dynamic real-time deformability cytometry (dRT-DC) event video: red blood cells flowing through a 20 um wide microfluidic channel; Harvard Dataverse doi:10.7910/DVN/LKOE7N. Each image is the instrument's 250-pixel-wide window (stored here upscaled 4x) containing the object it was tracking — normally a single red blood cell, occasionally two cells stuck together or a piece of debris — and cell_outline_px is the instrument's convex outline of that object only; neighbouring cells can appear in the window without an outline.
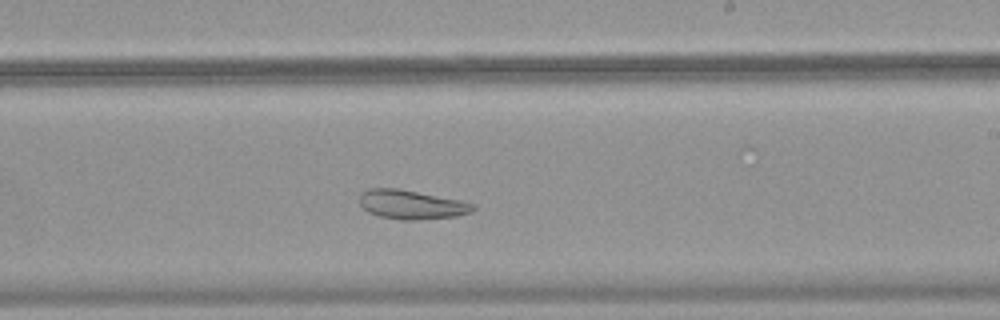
{"species": "common noctule bat (a hibernating species)", "species_latin": "Nyctalus noctula", "temperature_condition": "warm", "stored_images_in_passage": 43, "segment_of_instrument_passage": [1, 2], "camera_frame_rate_fps": 3000, "um_per_image_px": 0.085, "animal": {"sex": "female", "body_mass_g": 18.4}, "frame": {"image": 1, "passage_image": 26, "time_ms": 8.333, "image_size_px": [1000, 320], "cell_outline_px": [[476, 208], [472, 212], [456, 216], [420, 220], [400, 220], [380, 216], [368, 212], [360, 204], [360, 192], [368, 188], [400, 188], [460, 200], [476, 204]], "centroid_in_image_um": [34.99, 17.38], "position_along_channel_um": 254.0, "area_um2": 19.48}}
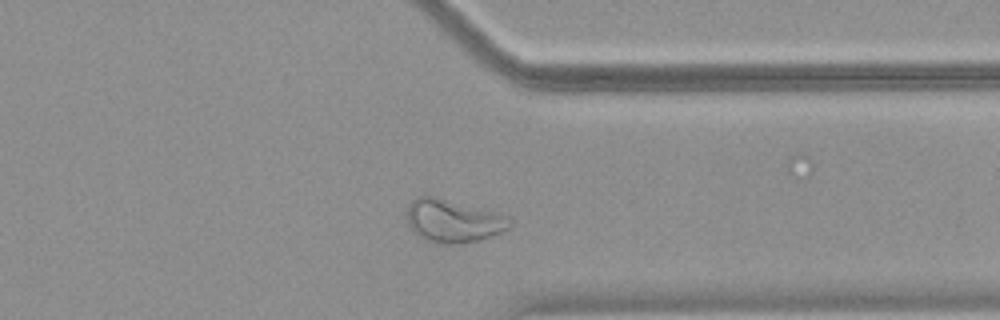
{"frame": {"image": 2, "passage_image": 35, "time_ms": 11.333, "image_size_px": [1000, 320], "cell_outline_px": [[512, 228], [480, 240], [460, 244], [444, 244], [424, 240], [408, 224], [408, 204], [416, 196], [436, 196], [496, 212], [508, 216], [512, 220]], "centroid_in_image_um": [38.56, 18.77], "position_along_channel_um": 372.8, "area_um2": 25.89}}
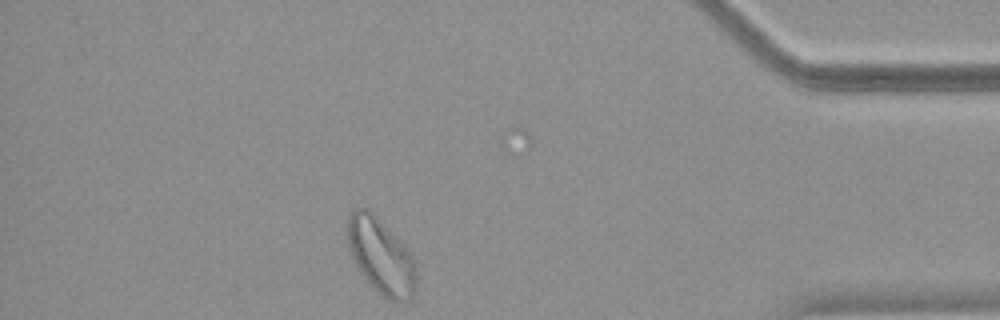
{"frame": {"image": 3, "passage_image": 40, "time_ms": 13.0, "image_size_px": [1000, 320], "cell_outline_px": [[416, 288], [412, 296], [408, 300], [388, 300], [368, 284], [360, 272], [348, 248], [344, 228], [348, 212], [352, 208], [368, 208], [376, 216], [412, 256], [416, 268]], "centroid_in_image_um": [32.3, 21.74], "position_along_channel_um": 402.9, "area_um2": 30.4}}